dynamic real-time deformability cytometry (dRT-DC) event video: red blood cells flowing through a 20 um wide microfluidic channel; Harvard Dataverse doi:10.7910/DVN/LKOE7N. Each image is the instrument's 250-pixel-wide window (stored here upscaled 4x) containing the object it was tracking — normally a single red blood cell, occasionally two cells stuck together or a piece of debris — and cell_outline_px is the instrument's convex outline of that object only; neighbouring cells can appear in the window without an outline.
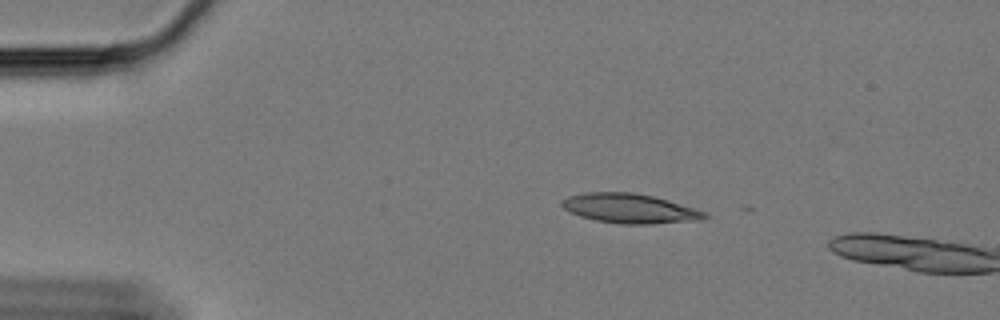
{"species": "Egyptian fruit bat (a non-hibernating species)", "species_latin": "Rousettus aegyptiacus", "temperature_condition": "cold", "stored_images_in_passage": 5, "camera_frame_rate_fps": 3000, "um_per_image_px": 0.085, "animal": {"sex": "female"}, "frame": {"image": 1, "passage_image": 2, "time_ms": 0.333, "image_size_px": [1000, 320], "cell_outline_px": [[708, 216], [704, 220], [652, 224], [624, 224], [596, 220], [580, 216], [564, 208], [560, 204], [560, 200], [568, 196], [584, 192], [632, 192], [652, 196], [668, 200], [696, 208], [704, 212]], "centroid_in_image_um": [53.54, 17.71], "position_along_channel_um": 31.5, "area_um2": 24.62}}